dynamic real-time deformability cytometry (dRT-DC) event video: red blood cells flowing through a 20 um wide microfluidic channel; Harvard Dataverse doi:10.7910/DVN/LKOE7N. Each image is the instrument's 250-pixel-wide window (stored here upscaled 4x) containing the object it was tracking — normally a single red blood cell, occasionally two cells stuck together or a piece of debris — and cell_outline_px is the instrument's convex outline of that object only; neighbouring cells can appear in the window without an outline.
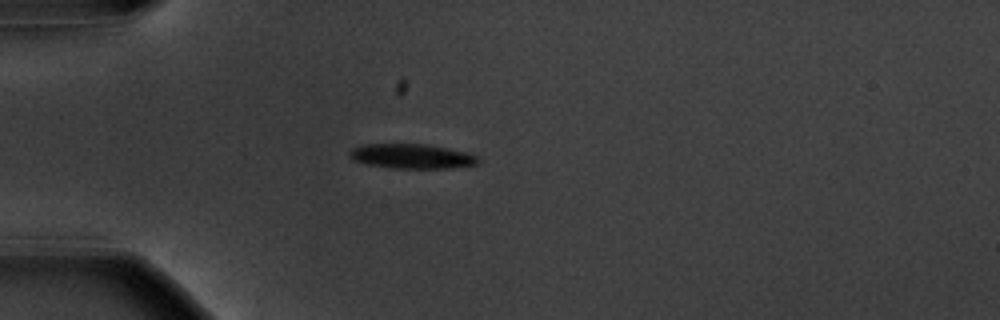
{"species": "common noctule bat (a hibernating species)", "species_latin": "Nyctalus noctula", "temperature_condition": "warm", "stored_images_in_passage": 41, "camera_frame_rate_fps": 3000, "um_per_image_px": 0.085, "animal": {"sex": "male", "body_mass_g": 20.1, "forearm_length_mm": 53.5}, "frame": {"image": 1, "passage_image": 1, "time_ms": 0.0, "image_size_px": [1000, 320], "cell_outline_px": [[480, 164], [452, 168], [396, 168], [368, 164], [356, 160], [348, 156], [348, 152], [352, 148], [364, 144], [424, 144], [448, 148], [464, 152], [476, 156], [480, 160]], "centroid_in_image_um": [35.02, 13.28], "position_along_channel_um": 50.0, "area_um2": 18.32}}
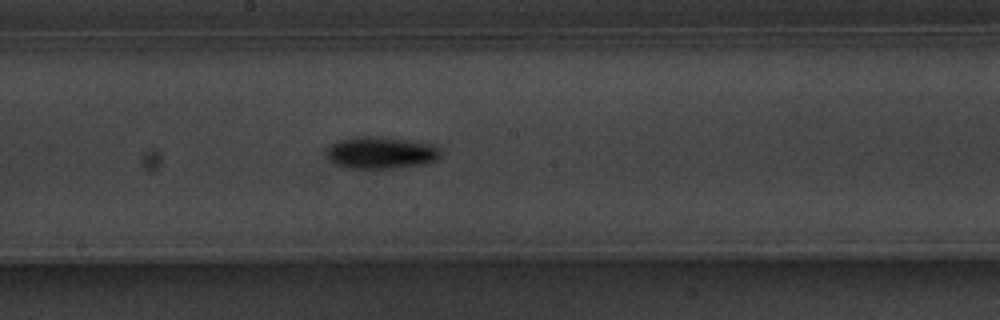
{"frame": {"image": 2, "passage_image": 16, "time_ms": 5.0, "image_size_px": [1000, 320], "cell_outline_px": [[440, 156], [436, 160], [424, 164], [396, 168], [344, 168], [336, 164], [328, 156], [328, 148], [336, 140], [364, 136], [372, 136], [408, 140], [436, 144], [440, 148]], "centroid_in_image_um": [32.43, 12.98], "position_along_channel_um": 215.8, "area_um2": 21.21}}
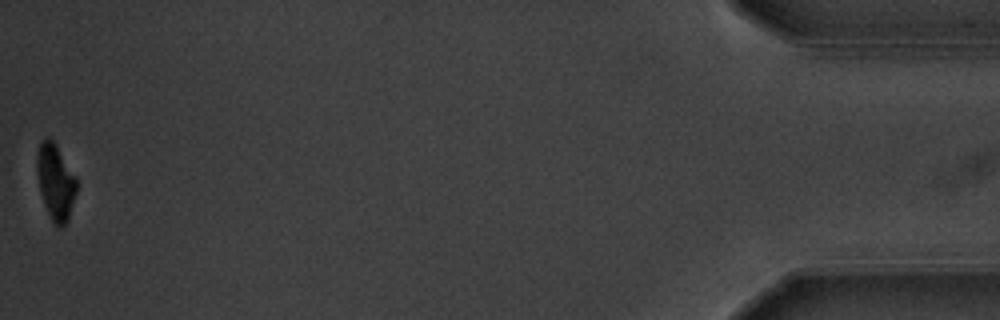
{"frame": {"image": 3, "passage_image": 41, "time_ms": 13.333, "image_size_px": [1000, 320], "cell_outline_px": [[76, 192], [68, 220], [60, 228], [52, 220], [44, 204], [40, 192], [36, 168], [36, 160], [40, 140], [48, 136], [56, 144], [76, 176]], "centroid_in_image_um": [4.71, 15.41], "position_along_channel_um": 430.5, "area_um2": 17.46}, "authors_computed_cell_mechanics": {"area_um2": 19.074, "velocity_mm_per_s": 3.6403, "shape_relaxation_time_tau1_ms": 2.5895, "shape_relaxation_time_tau2_ms": null, "deformation_change_tau1": 0.1425, "deformation_change_tau2": null}}